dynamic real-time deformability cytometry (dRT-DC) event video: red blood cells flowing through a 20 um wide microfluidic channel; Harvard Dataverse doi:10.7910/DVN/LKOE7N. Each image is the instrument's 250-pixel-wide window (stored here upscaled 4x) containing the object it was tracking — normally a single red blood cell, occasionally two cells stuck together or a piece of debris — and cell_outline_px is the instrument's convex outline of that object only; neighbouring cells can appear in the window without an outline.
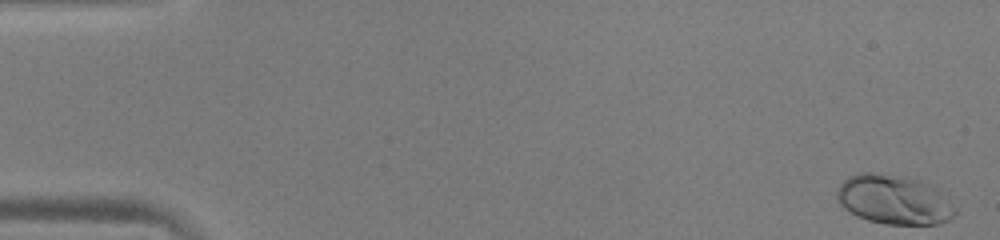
{"species": "human", "species_latin": "Homo sapiens", "temperature_condition": "warm", "stored_images_in_passage": 51, "camera_frame_rate_fps": 3000, "um_per_image_px": 0.085, "donor": {"sex": "male"}, "frame": {"image": 1, "passage_image": 1, "time_ms": 0.0, "image_size_px": [1000, 240], "cell_outline_px": [[956, 216], [940, 224], [884, 224], [868, 220], [856, 216], [844, 208], [840, 204], [836, 196], [836, 192], [840, 184], [848, 176], [860, 172], [868, 172], [908, 176], [936, 184], [956, 208]], "centroid_in_image_um": [76.04, 16.95], "position_along_channel_um": 9.0, "area_um2": 34.85}}
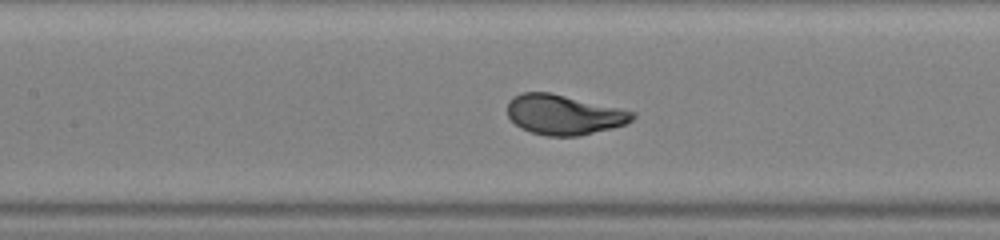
{"frame": {"image": 2, "passage_image": 24, "time_ms": 7.667, "image_size_px": [1000, 240], "cell_outline_px": [[636, 116], [628, 124], [580, 136], [548, 136], [532, 132], [520, 128], [508, 116], [508, 100], [512, 96], [520, 92], [548, 92], [620, 108], [636, 112]], "centroid_in_image_um": [47.94, 9.75], "position_along_channel_um": 159.5, "area_um2": 29.19}}
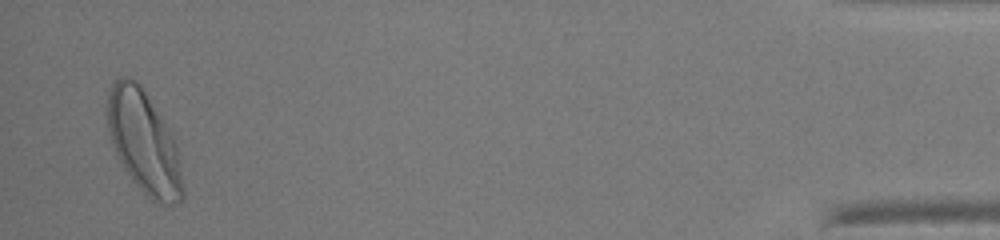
{"frame": {"image": 3, "passage_image": 50, "time_ms": 16.333, "image_size_px": [1000, 240], "cell_outline_px": [[184, 196], [180, 200], [172, 204], [164, 204], [152, 200], [132, 180], [124, 168], [116, 152], [108, 128], [104, 104], [108, 88], [120, 76], [128, 76], [136, 80], [144, 88], [172, 132], [176, 144], [184, 192]], "centroid_in_image_um": [12.2, 12.0], "position_along_channel_um": 423.0, "area_um2": 45.32}, "authors_computed_cell_mechanics": {"area_um2": 29.767, "velocity_mm_per_s": 3.9848, "shape_relaxation_time_tau1_ms": 2.2063, "shape_relaxation_time_tau2_ms": null, "deformation_change_tau1": 0.1535, "deformation_change_tau2": null}}